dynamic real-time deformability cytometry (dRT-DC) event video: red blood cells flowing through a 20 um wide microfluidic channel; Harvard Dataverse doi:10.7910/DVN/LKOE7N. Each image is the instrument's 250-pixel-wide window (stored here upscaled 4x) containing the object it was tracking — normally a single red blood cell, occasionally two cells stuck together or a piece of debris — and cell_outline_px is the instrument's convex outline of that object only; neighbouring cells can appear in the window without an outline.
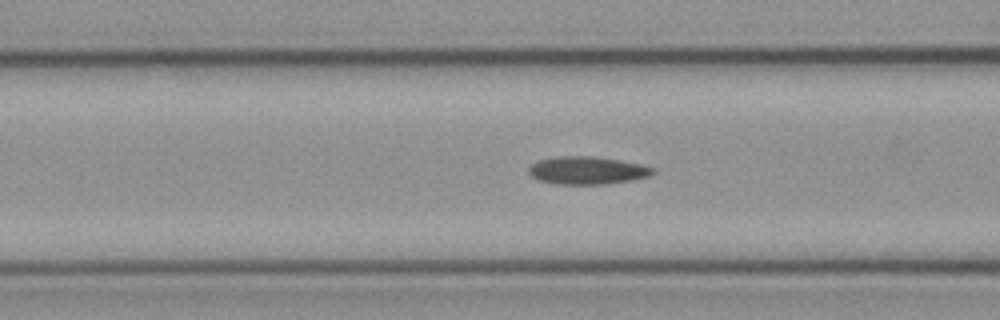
{"species": "common noctule bat (a hibernating species)", "species_latin": "Nyctalus noctula", "temperature_condition": "cold", "stored_images_in_passage": 32, "camera_frame_rate_fps": 3000, "um_per_image_px": 0.085, "animal": {"sex": "female", "body_mass_g": 21.9}, "frame": {"image": 1, "passage_image": 5, "time_ms": 1.333, "image_size_px": [1000, 320], "cell_outline_px": [[656, 172], [652, 176], [632, 180], [604, 184], [556, 184], [540, 180], [532, 176], [528, 172], [528, 168], [532, 164], [540, 160], [560, 156], [592, 156], [620, 160], [640, 164], [656, 168]], "centroid_in_image_um": [49.97, 14.49], "position_along_channel_um": 116.6, "area_um2": 20.11}}
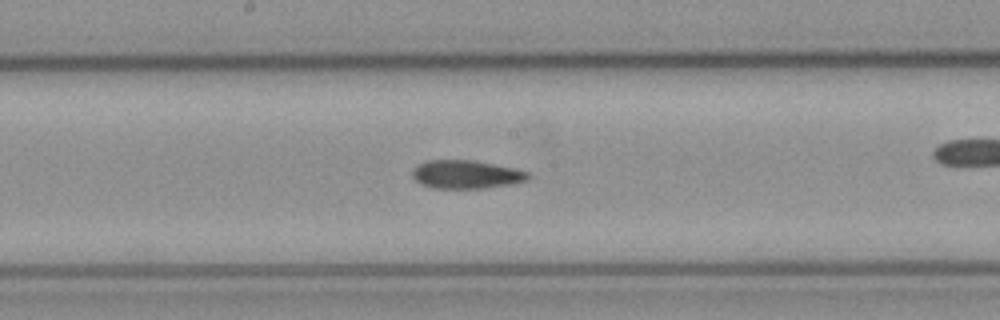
{"frame": {"image": 2, "passage_image": 12, "time_ms": 3.667, "image_size_px": [1000, 320], "cell_outline_px": [[532, 176], [528, 180], [512, 184], [484, 188], [432, 188], [420, 184], [412, 176], [412, 168], [416, 164], [428, 160], [472, 160], [512, 168], [528, 172]], "centroid_in_image_um": [39.59, 14.83], "position_along_channel_um": 208.6, "area_um2": 19.19}}
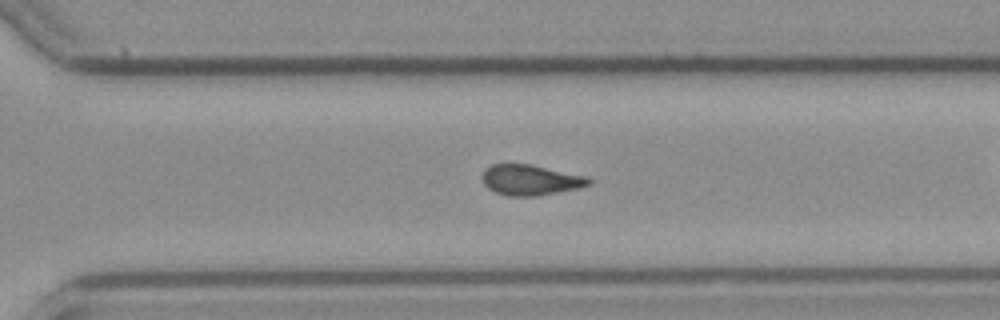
{"frame": {"image": 3, "passage_image": 21, "time_ms": 6.667, "image_size_px": [1000, 320], "cell_outline_px": [[592, 184], [580, 188], [536, 196], [508, 196], [496, 192], [488, 188], [484, 184], [484, 172], [492, 164], [532, 164], [588, 176], [592, 180]], "centroid_in_image_um": [45.17, 15.3], "position_along_channel_um": 325.4, "area_um2": 18.96}, "authors_computed_cell_mechanics": {"area_um2": 19.2185, "velocity_mm_per_s": 3.9227, "shape_relaxation_time_tau1_ms": null, "shape_relaxation_time_tau2_ms": 5.5684, "deformation_change_tau1": null, "deformation_change_tau2": 0.1199}}